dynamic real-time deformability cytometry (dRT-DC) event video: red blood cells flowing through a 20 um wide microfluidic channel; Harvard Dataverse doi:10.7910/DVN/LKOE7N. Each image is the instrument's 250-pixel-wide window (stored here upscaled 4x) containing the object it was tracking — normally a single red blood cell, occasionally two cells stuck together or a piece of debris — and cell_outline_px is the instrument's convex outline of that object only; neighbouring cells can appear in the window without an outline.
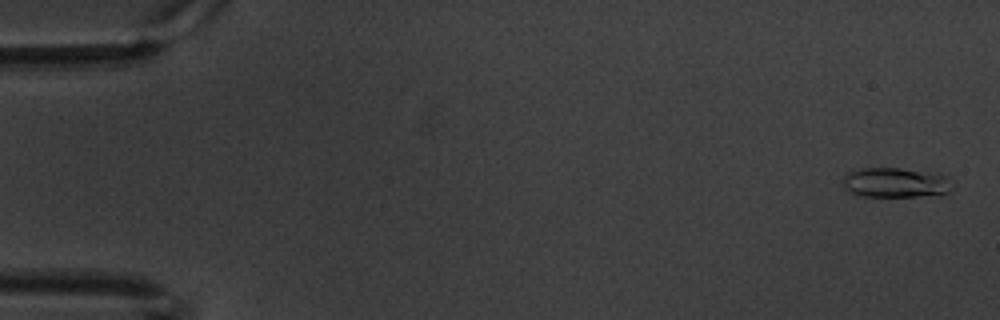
{"species": "common noctule bat (a hibernating species)", "species_latin": "Nyctalus noctula", "temperature_condition": "warm", "stored_images_in_passage": 6, "camera_frame_rate_fps": 3000, "um_per_image_px": 0.085, "animal": {"sex": "male", "body_mass_g": 20.1, "forearm_length_mm": 53.5}, "frame": {"image": 1, "passage_image": 1, "time_ms": 0.0, "image_size_px": [1000, 320], "cell_outline_px": [[956, 188], [940, 196], [864, 196], [852, 192], [844, 188], [844, 176], [848, 172], [860, 168], [896, 168], [936, 172], [948, 176]], "centroid_in_image_um": [76.25, 15.52], "position_along_channel_um": 8.8, "area_um2": 19.42}}
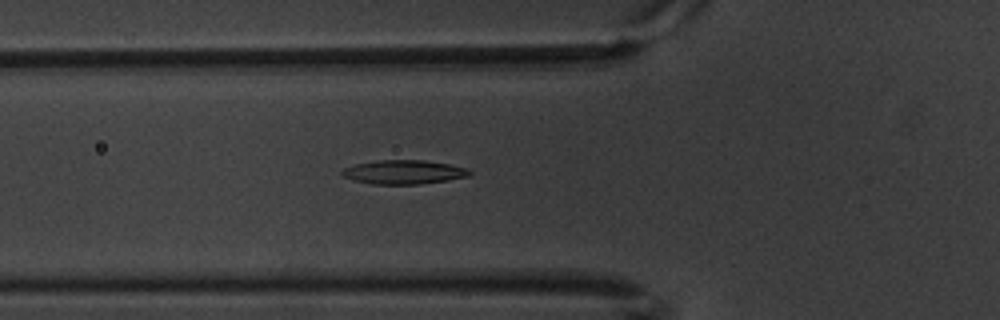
{"frame": {"image": 2, "passage_image": 6, "time_ms": 1.667, "image_size_px": [1000, 320], "cell_outline_px": [[472, 172], [468, 176], [448, 180], [420, 184], [372, 184], [356, 180], [344, 176], [340, 172], [344, 168], [356, 164], [380, 160], [424, 160], [448, 164], [468, 168]], "centroid_in_image_um": [34.35, 14.62], "position_along_channel_um": 91.5, "area_um2": 17.63}}